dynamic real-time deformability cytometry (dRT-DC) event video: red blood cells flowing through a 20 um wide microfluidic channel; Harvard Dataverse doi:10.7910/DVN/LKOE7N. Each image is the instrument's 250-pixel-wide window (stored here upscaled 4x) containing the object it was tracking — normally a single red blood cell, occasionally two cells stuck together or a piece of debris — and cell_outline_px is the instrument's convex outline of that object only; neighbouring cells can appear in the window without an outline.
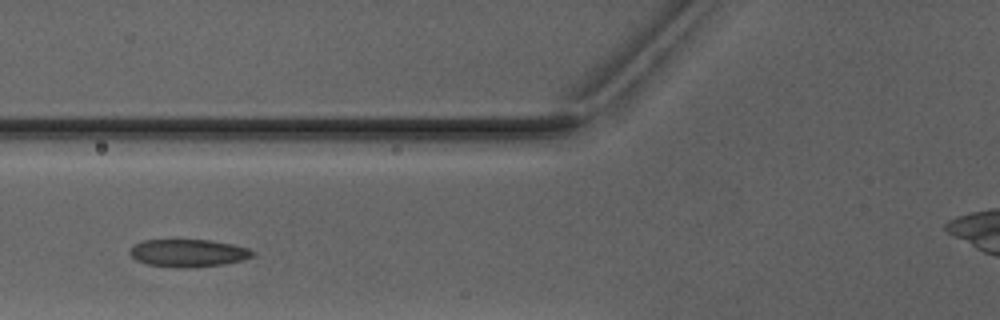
{"species": "Egyptian fruit bat (a non-hibernating species)", "species_latin": "Rousettus aegyptiacus", "temperature_condition": "warm", "stored_images_in_passage": 3, "camera_frame_rate_fps": 3000, "um_per_image_px": 0.085, "animal": {"sex": "male"}, "frame": {"image": 1, "passage_image": 3, "time_ms": 2.333, "image_size_px": [1000, 320], "cell_outline_px": [[256, 252], [252, 256], [244, 260], [224, 264], [196, 268], [176, 268], [148, 264], [136, 260], [128, 252], [128, 248], [132, 244], [144, 240], [208, 240], [232, 244], [248, 248]], "centroid_in_image_um": [15.98, 21.52], "position_along_channel_um": 109.8, "area_um2": 20.06}}